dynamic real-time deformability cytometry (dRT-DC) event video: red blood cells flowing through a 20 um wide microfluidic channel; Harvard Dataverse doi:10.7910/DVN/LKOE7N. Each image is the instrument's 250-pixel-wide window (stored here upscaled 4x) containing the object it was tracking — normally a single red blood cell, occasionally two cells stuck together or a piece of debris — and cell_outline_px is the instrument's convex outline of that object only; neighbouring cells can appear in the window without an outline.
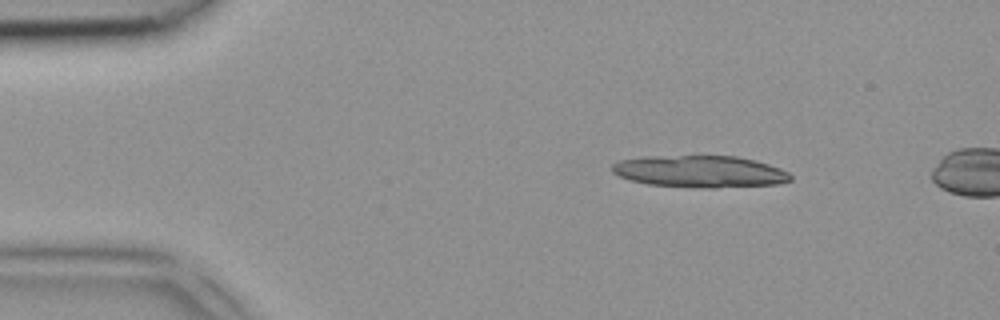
{"species": "common noctule bat (a hibernating species)", "species_latin": "Nyctalus noctula", "temperature_condition": "room temperature", "stored_images_in_passage": 3, "camera_frame_rate_fps": 3000, "um_per_image_px": 0.085, "animal": {"sex": "female", "body_mass_g": 18.4}, "frame": {"image": 1, "passage_image": 1, "time_ms": 0.0, "image_size_px": [1000, 320], "cell_outline_px": [[792, 180], [780, 184], [716, 188], [708, 188], [648, 184], [628, 180], [612, 172], [612, 164], [620, 160], [640, 156], [736, 156], [756, 160], [780, 168], [788, 172], [792, 176]], "centroid_in_image_um": [59.51, 14.57], "position_along_channel_um": 25.5, "area_um2": 33.41}}